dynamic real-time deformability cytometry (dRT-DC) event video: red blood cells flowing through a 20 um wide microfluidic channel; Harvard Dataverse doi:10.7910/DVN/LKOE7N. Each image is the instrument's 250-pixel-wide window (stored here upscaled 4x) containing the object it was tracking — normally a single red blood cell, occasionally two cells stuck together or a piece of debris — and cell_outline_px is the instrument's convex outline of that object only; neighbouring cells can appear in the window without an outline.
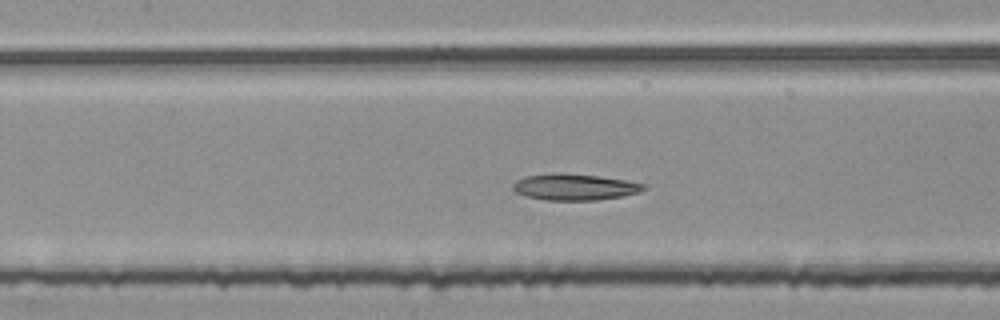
{"species": "common noctule bat (a hibernating species)", "species_latin": "Nyctalus noctula", "temperature_condition": "room temperature", "stored_images_in_passage": 48, "segment_of_instrument_passage": [2, 2], "camera_frame_rate_fps": 3000, "um_per_image_px": 0.085, "animal": {"sex": "female", "body_mass_g": 25.1}, "frame": {"image": 1, "passage_image": 21, "time_ms": 6.667, "image_size_px": [1000, 320], "cell_outline_px": [[644, 188], [640, 192], [624, 196], [596, 200], [544, 200], [524, 196], [516, 192], [512, 188], [512, 184], [516, 180], [524, 176], [552, 172], [560, 172], [596, 176], [624, 180], [644, 184]], "centroid_in_image_um": [48.76, 15.89], "position_along_channel_um": 158.6, "area_um2": 20.17}}
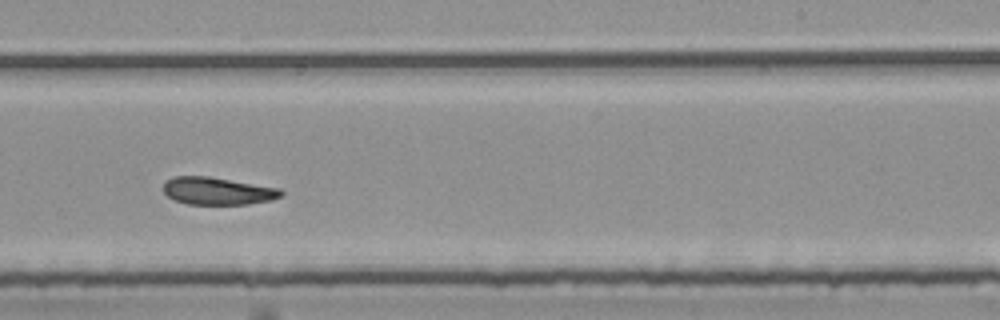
{"frame": {"image": 2, "passage_image": 30, "time_ms": 9.667, "image_size_px": [1000, 320], "cell_outline_px": [[284, 192], [280, 196], [272, 200], [248, 204], [188, 204], [176, 200], [168, 196], [164, 192], [164, 184], [168, 180], [176, 176], [208, 176], [280, 188]], "centroid_in_image_um": [18.52, 16.23], "position_along_channel_um": 270.5, "area_um2": 18.67}}
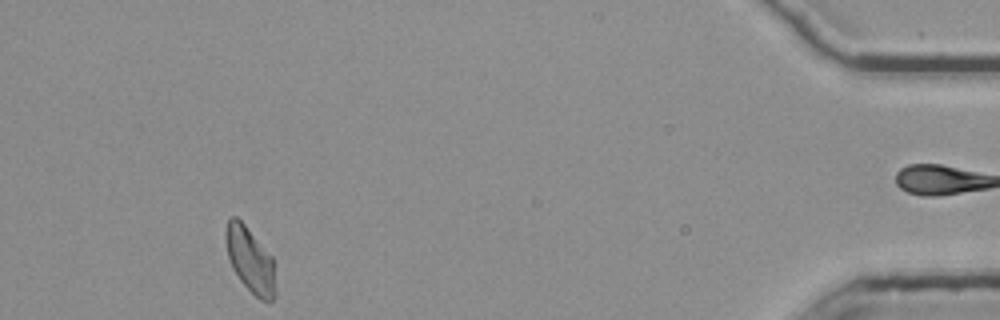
{"frame": {"image": 3, "passage_image": 47, "time_ms": 15.333, "image_size_px": [1000, 320], "cell_outline_px": [[276, 296], [268, 304], [260, 300], [240, 280], [232, 268], [228, 256], [224, 240], [224, 232], [228, 220], [232, 216], [236, 216], [244, 224], [272, 256], [276, 292]], "centroid_in_image_um": [21.26, 22.11], "position_along_channel_um": 413.9, "area_um2": 19.02}}